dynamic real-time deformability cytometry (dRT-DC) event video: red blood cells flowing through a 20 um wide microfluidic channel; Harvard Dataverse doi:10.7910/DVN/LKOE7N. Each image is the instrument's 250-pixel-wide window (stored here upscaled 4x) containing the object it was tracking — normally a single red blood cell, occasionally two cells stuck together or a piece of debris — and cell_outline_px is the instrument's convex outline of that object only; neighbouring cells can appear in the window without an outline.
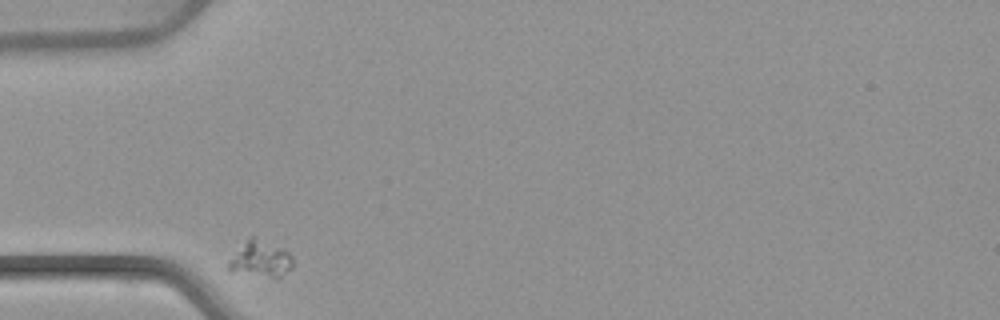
{"species": "common noctule bat (a hibernating species)", "species_latin": "Nyctalus noctula", "temperature_condition": "warm", "stored_images_in_passage": 31, "camera_frame_rate_fps": 3000, "um_per_image_px": 0.085, "animal": {"sex": "female", "body_mass_g": 22.7, "forearm_length_mm": 54.2}, "frame": {"image": 1, "passage_image": 1, "time_ms": 0.0, "image_size_px": [1000, 320], "cell_outline_px": [[292, 268], [280, 276], [268, 276], [228, 272], [228, 264], [248, 236], [252, 236], [280, 248], [288, 252], [292, 256]], "centroid_in_image_um": [22.13, 22.02], "position_along_channel_um": 62.9, "area_um2": 13.01}}
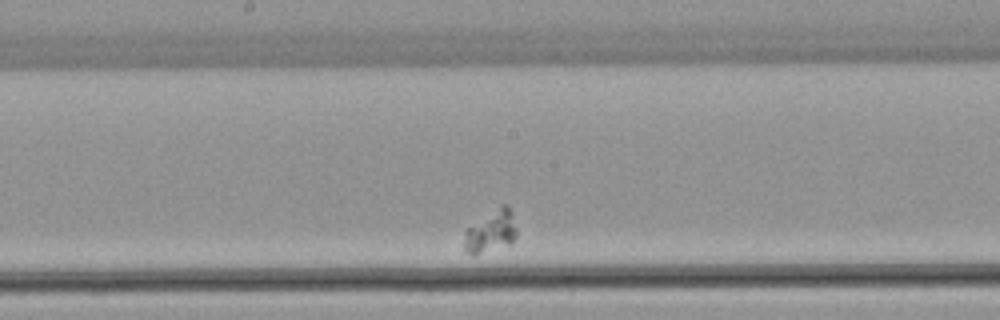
{"frame": {"image": 2, "passage_image": 16, "time_ms": 5.0, "image_size_px": [1000, 320], "cell_outline_px": [[516, 236], [508, 244], [476, 256], [472, 256], [464, 248], [464, 232], [468, 228], [504, 204], [508, 204], [512, 212], [516, 228]], "centroid_in_image_um": [41.72, 19.71], "position_along_channel_um": 206.5, "area_um2": 12.54}}
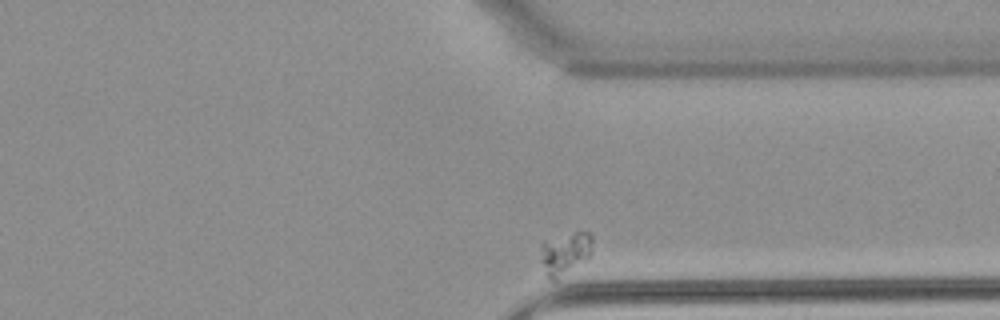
{"frame": {"image": 3, "passage_image": 31, "time_ms": 10.0, "image_size_px": [1000, 320], "cell_outline_px": [[592, 252], [588, 256], [556, 280], [548, 280], [540, 260], [540, 244], [576, 232], [588, 232], [592, 236]], "centroid_in_image_um": [48.0, 21.55], "position_along_channel_um": 363.4, "area_um2": 12.31}}